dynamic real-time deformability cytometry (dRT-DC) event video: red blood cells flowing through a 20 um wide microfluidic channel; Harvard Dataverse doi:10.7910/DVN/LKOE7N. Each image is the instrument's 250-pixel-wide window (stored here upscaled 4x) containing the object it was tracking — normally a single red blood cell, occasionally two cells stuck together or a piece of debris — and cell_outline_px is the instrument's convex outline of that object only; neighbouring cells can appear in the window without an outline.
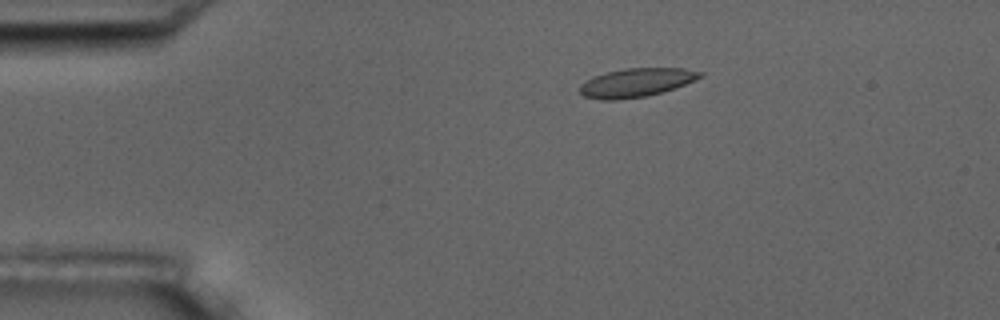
{"species": "common noctule bat (a hibernating species)", "species_latin": "Nyctalus noctula", "temperature_condition": "room temperature", "stored_images_in_passage": 5, "camera_frame_rate_fps": 3000, "um_per_image_px": 0.085, "animal": {"sex": "male", "body_mass_g": 17.5, "forearm_length_mm": 52.3}, "frame": {"image": 1, "passage_image": 3, "time_ms": 2.333, "image_size_px": [1000, 320], "cell_outline_px": [[704, 76], [696, 80], [676, 88], [644, 96], [616, 100], [600, 100], [584, 96], [580, 92], [580, 84], [592, 76], [604, 72], [624, 68], [684, 68], [704, 72]], "centroid_in_image_um": [54.09, 7.01], "position_along_channel_um": 30.9, "area_um2": 20.29}}
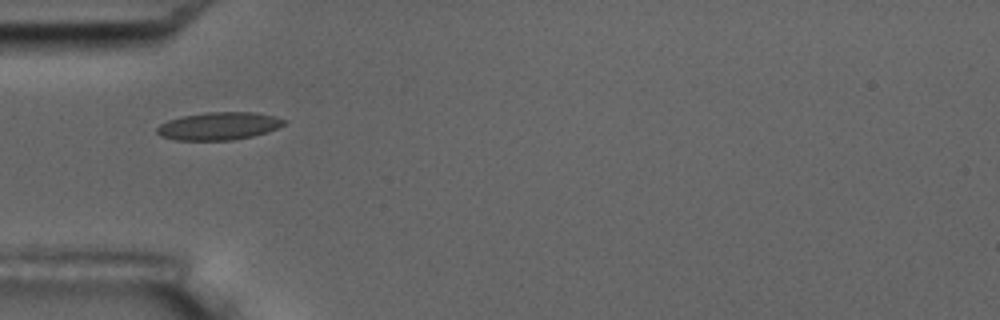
{"frame": {"image": 2, "passage_image": 5, "time_ms": 4.667, "image_size_px": [1000, 320], "cell_outline_px": [[288, 120], [284, 124], [268, 132], [252, 136], [232, 140], [176, 140], [160, 136], [156, 132], [156, 128], [160, 124], [168, 120], [184, 116], [204, 112], [256, 112], [276, 116]], "centroid_in_image_um": [18.61, 10.71], "position_along_channel_um": 66.4, "area_um2": 20.63}}